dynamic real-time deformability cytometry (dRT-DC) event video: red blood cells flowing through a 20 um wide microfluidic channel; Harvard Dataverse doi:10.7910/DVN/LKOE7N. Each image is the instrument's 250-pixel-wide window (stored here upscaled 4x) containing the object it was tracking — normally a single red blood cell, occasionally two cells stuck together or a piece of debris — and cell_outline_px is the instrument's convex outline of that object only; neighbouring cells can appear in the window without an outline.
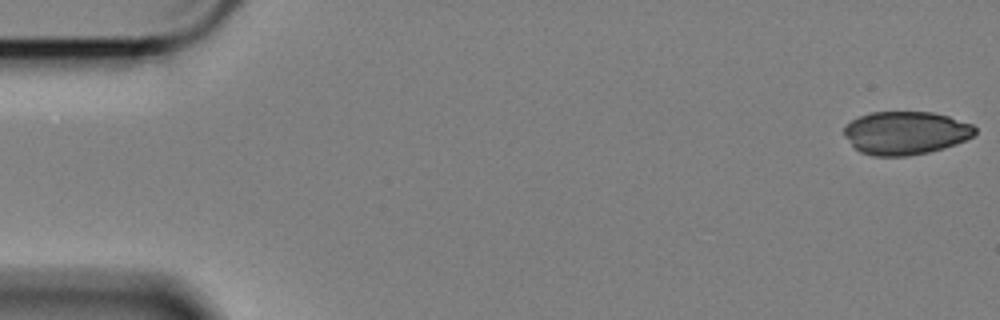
{"species": "Egyptian fruit bat (a non-hibernating species)", "species_latin": "Rousettus aegyptiacus", "temperature_condition": "cold", "stored_images_in_passage": 58, "camera_frame_rate_fps": 3000, "um_per_image_px": 0.085, "animal": {"sex": "female"}, "frame": {"image": 1, "passage_image": 1, "time_ms": 0.0, "image_size_px": [1000, 320], "cell_outline_px": [[976, 132], [972, 136], [956, 144], [944, 148], [928, 152], [908, 156], [872, 156], [860, 152], [844, 136], [844, 128], [852, 120], [860, 116], [872, 112], [932, 112], [948, 116], [972, 124], [976, 128]], "centroid_in_image_um": [76.98, 11.3], "position_along_channel_um": 8.0, "area_um2": 32.83}}
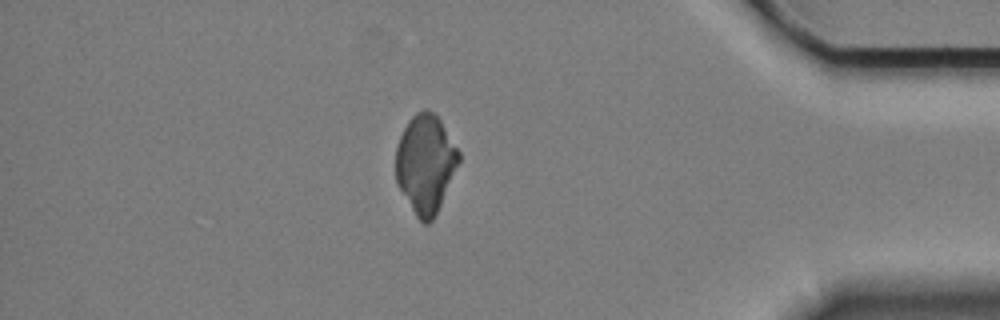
{"frame": {"image": 2, "passage_image": 50, "time_ms": 16.333, "image_size_px": [1000, 320], "cell_outline_px": [[460, 160], [440, 204], [432, 220], [428, 224], [424, 224], [416, 216], [400, 188], [396, 180], [396, 148], [400, 136], [408, 120], [416, 112], [424, 108], [432, 112], [440, 120], [460, 152]], "centroid_in_image_um": [36.16, 13.88], "position_along_channel_um": 399.0, "area_um2": 35.55}}
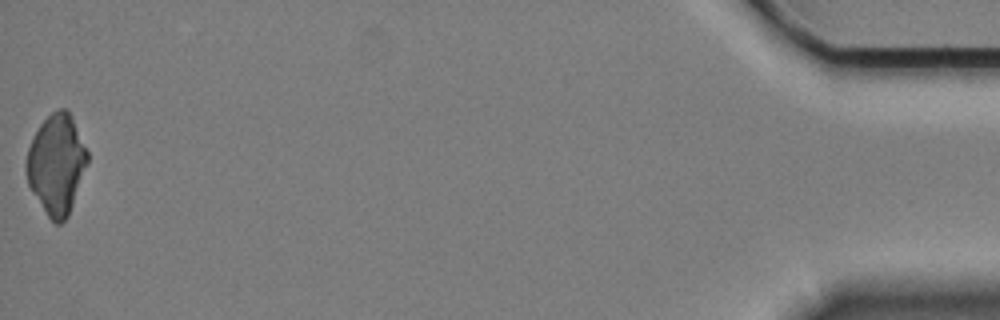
{"frame": {"image": 3, "passage_image": 58, "time_ms": 19.0, "image_size_px": [1000, 320], "cell_outline_px": [[88, 164], [68, 216], [60, 224], [56, 224], [48, 216], [32, 192], [28, 184], [24, 168], [24, 164], [28, 148], [40, 124], [52, 112], [60, 108], [68, 108], [72, 116], [88, 152]], "centroid_in_image_um": [4.8, 13.95], "position_along_channel_um": 430.4, "area_um2": 35.6}}